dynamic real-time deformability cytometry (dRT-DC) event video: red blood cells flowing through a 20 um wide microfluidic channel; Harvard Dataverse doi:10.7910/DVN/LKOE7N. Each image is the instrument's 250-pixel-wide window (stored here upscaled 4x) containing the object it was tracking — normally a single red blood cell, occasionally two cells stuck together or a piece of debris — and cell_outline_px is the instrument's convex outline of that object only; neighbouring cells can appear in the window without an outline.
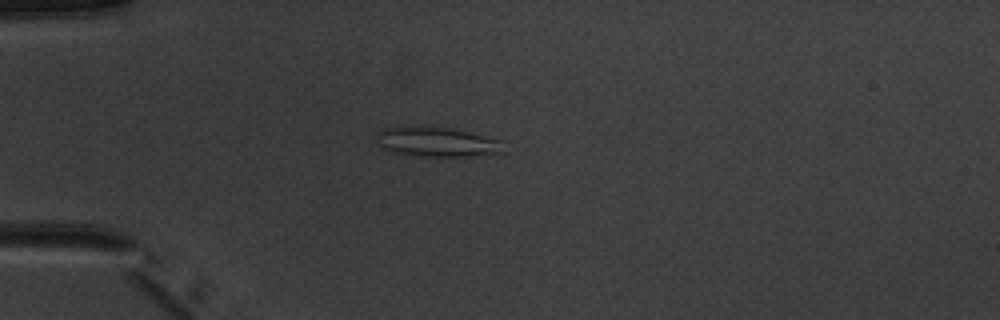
{"species": "common noctule bat (a hibernating species)", "species_latin": "Nyctalus noctula", "temperature_condition": "warm", "stored_images_in_passage": 4, "camera_frame_rate_fps": 3000, "um_per_image_px": 0.085, "animal": {"sex": "male", "body_mass_g": 20.1, "forearm_length_mm": 53.5}, "frame": {"image": 1, "passage_image": 4, "time_ms": 3.667, "image_size_px": [1000, 320], "cell_outline_px": [[504, 152], [468, 156], [416, 156], [396, 152], [384, 148], [380, 144], [380, 132], [384, 128], [448, 128], [468, 132], [504, 140]], "centroid_in_image_um": [37.29, 12.09], "position_along_channel_um": 47.7, "area_um2": 21.04}}